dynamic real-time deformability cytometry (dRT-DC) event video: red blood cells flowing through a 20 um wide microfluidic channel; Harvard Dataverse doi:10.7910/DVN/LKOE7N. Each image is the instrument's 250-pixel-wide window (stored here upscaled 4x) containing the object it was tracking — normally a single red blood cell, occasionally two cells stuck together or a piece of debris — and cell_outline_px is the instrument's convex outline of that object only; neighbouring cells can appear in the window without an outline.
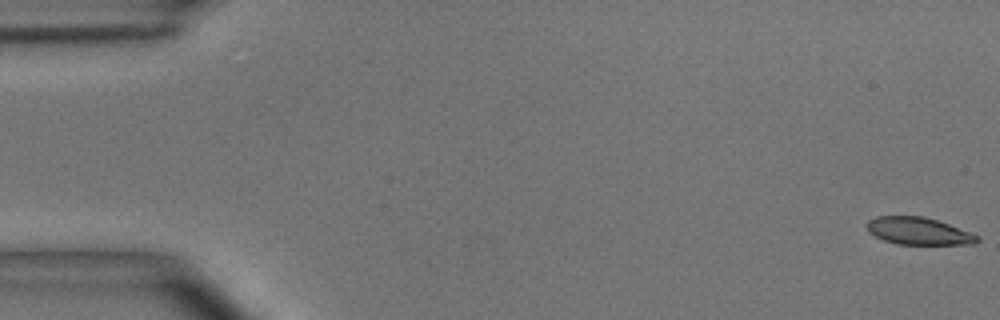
{"species": "common noctule bat (a hibernating species)", "species_latin": "Nyctalus noctula", "temperature_condition": "room temperature", "stored_images_in_passage": 49, "camera_frame_rate_fps": 3000, "um_per_image_px": 0.085, "animal": {"sex": "male", "body_mass_g": 15.6}, "frame": {"image": 1, "passage_image": 1, "time_ms": 0.0, "image_size_px": [1000, 320], "cell_outline_px": [[980, 240], [964, 244], [900, 244], [884, 240], [876, 236], [868, 228], [868, 220], [876, 216], [920, 216], [936, 220], [948, 224], [968, 232], [976, 236]], "centroid_in_image_um": [78.02, 19.63], "position_along_channel_um": 7.0, "area_um2": 16.88}}
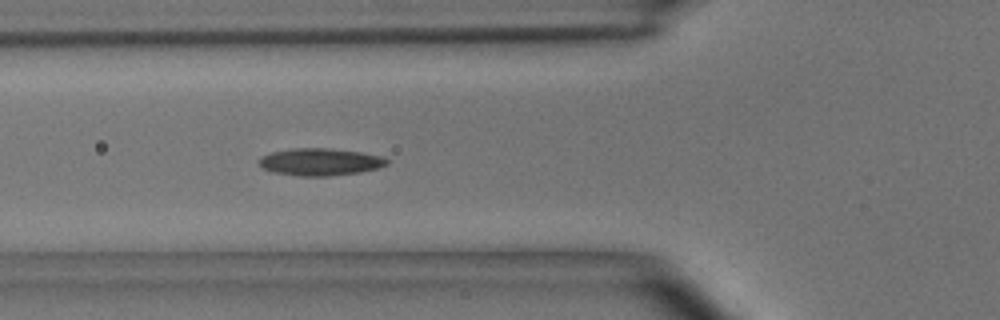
{"frame": {"image": 2, "passage_image": 18, "time_ms": 5.667, "image_size_px": [1000, 320], "cell_outline_px": [[388, 164], [376, 168], [356, 172], [324, 176], [304, 176], [276, 172], [264, 168], [260, 164], [260, 160], [264, 156], [272, 152], [296, 148], [324, 148], [360, 152], [376, 156], [388, 160]], "centroid_in_image_um": [27.2, 13.75], "position_along_channel_um": 98.6, "area_um2": 19.42}}
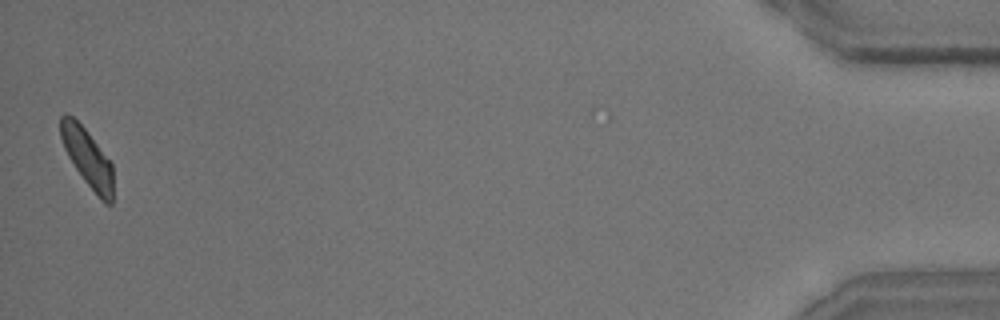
{"frame": {"image": 3, "passage_image": 49, "time_ms": 16.0, "image_size_px": [1000, 320], "cell_outline_px": [[112, 204], [104, 204], [84, 180], [68, 156], [64, 148], [60, 136], [60, 116], [64, 112], [72, 116], [84, 128], [112, 164]], "centroid_in_image_um": [7.41, 13.41], "position_along_channel_um": 427.8, "area_um2": 17.46}, "authors_computed_cell_mechanics": {"area_um2": 18.0914, "velocity_mm_per_s": 4.0609, "shape_relaxation_time_tau1_ms": 5.5563, "shape_relaxation_time_tau2_ms": 6.6636, "deformation_change_tau1": 0.1477, "deformation_change_tau2": 0.1449}}